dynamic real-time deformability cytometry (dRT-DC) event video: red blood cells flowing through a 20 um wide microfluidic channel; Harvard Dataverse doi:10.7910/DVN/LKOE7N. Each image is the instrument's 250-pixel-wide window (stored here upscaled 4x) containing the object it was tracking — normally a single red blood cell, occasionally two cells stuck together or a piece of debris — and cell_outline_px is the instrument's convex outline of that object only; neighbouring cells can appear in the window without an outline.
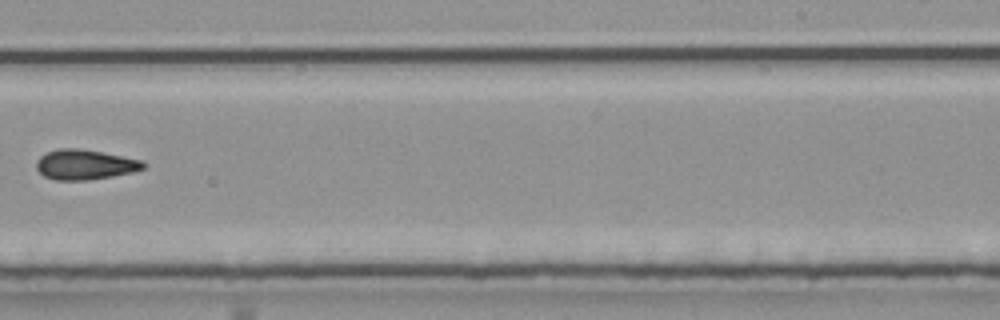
{"species": "common noctule bat (a hibernating species)", "species_latin": "Nyctalus noctula", "temperature_condition": "room temperature", "stored_images_in_passage": 26, "camera_frame_rate_fps": 3000, "um_per_image_px": 0.085, "animal": {"sex": "male", "body_mass_g": 20.4}, "frame": {"image": 1, "passage_image": 15, "time_ms": 4.667, "image_size_px": [1000, 320], "cell_outline_px": [[148, 164], [144, 168], [132, 172], [112, 176], [84, 180], [56, 180], [44, 176], [36, 168], [36, 160], [40, 156], [48, 152], [60, 148], [80, 148], [144, 160]], "centroid_in_image_um": [7.23, 13.98], "position_along_channel_um": 281.8, "area_um2": 18.73}}